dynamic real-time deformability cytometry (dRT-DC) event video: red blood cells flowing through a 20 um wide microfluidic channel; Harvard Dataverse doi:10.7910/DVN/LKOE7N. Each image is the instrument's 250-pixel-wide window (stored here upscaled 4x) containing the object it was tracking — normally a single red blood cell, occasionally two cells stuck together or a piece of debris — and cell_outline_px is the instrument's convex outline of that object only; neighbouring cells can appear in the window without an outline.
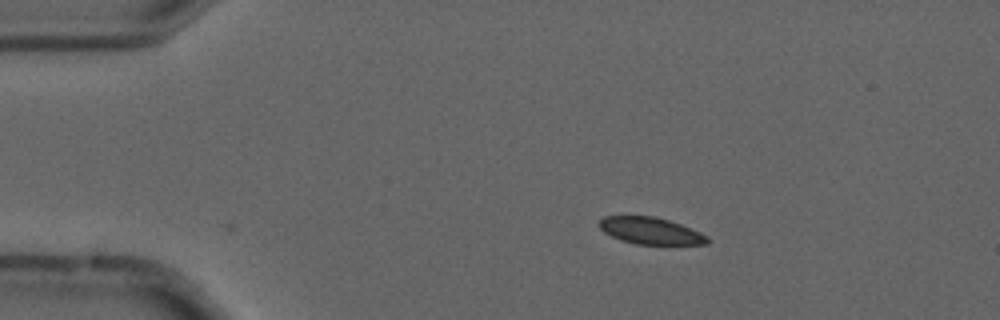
{"species": "common noctule bat (a hibernating species)", "species_latin": "Nyctalus noctula", "temperature_condition": "cold", "stored_images_in_passage": 8, "camera_frame_rate_fps": 3000, "um_per_image_px": 0.085, "animal": {"sex": "male", "forearm_length_mm": 52.5}, "frame": {"image": 1, "passage_image": 1, "time_ms": 0.0, "image_size_px": [1000, 320], "cell_outline_px": [[712, 240], [708, 244], [636, 244], [620, 240], [604, 232], [596, 224], [604, 216], [656, 216], [680, 224], [700, 232], [708, 236]], "centroid_in_image_um": [55.3, 19.62], "position_along_channel_um": 29.7, "area_um2": 16.99}}
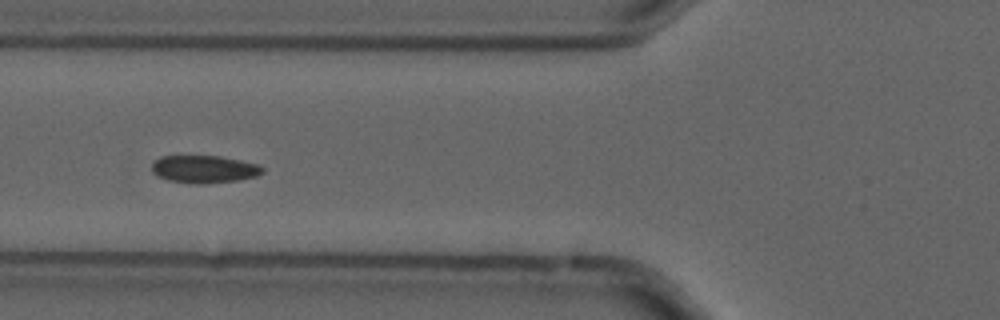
{"frame": {"image": 2, "passage_image": 4, "time_ms": 1.0, "image_size_px": [1000, 320], "cell_outline_px": [[264, 172], [256, 176], [236, 180], [204, 184], [196, 184], [168, 180], [156, 176], [152, 172], [152, 164], [160, 156], [220, 156], [240, 160], [256, 164], [264, 168]], "centroid_in_image_um": [17.33, 14.38], "position_along_channel_um": 108.5, "area_um2": 17.74}}
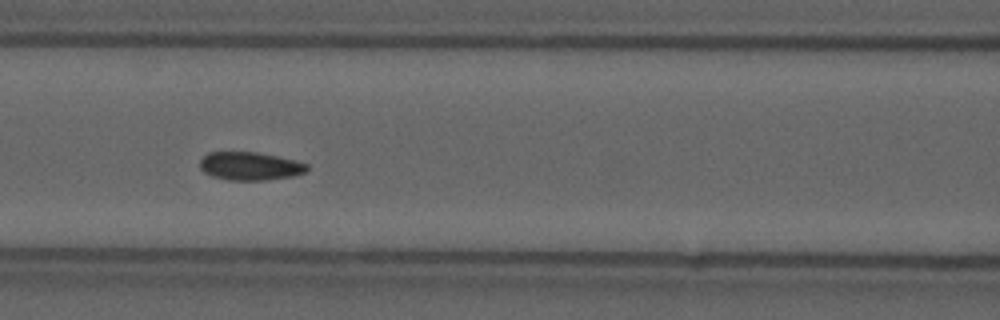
{"frame": {"image": 3, "passage_image": 5, "time_ms": 1.333, "image_size_px": [1000, 320], "cell_outline_px": [[308, 168], [304, 172], [296, 176], [268, 180], [228, 180], [212, 176], [204, 172], [200, 168], [200, 160], [208, 152], [256, 152], [296, 160], [308, 164]], "centroid_in_image_um": [21.26, 14.12], "position_along_channel_um": 145.3, "area_um2": 17.69}}